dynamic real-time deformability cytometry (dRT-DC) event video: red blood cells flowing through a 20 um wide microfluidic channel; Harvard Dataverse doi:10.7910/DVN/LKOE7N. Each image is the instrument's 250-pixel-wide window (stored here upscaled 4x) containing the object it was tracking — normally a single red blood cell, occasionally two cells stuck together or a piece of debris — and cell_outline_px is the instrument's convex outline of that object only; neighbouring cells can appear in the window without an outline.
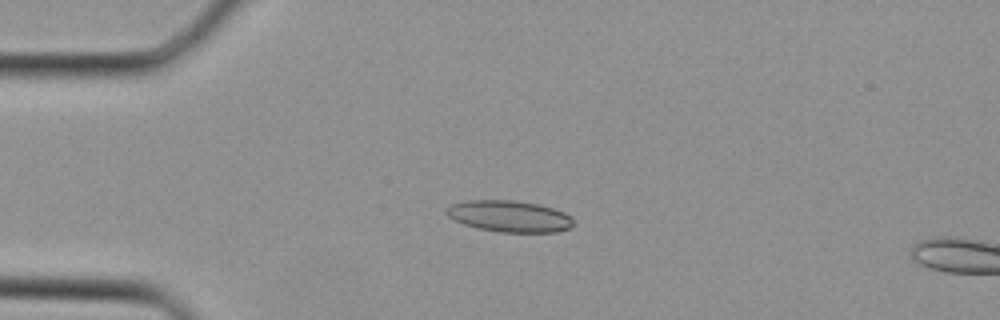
{"species": "Egyptian fruit bat (a non-hibernating species)", "species_latin": "Rousettus aegyptiacus", "temperature_condition": "cold", "stored_images_in_passage": 28, "camera_frame_rate_fps": 3000, "um_per_image_px": 0.085, "animal": {"sex": "female"}, "frame": {"image": 1, "passage_image": 1, "time_ms": 0.0, "image_size_px": [1000, 320], "cell_outline_px": [[572, 228], [556, 232], [500, 232], [480, 228], [464, 224], [448, 216], [444, 212], [452, 204], [468, 200], [512, 200], [536, 204], [552, 208], [564, 212], [572, 216]], "centroid_in_image_um": [43.32, 18.38], "position_along_channel_um": 41.7, "area_um2": 23.06}}
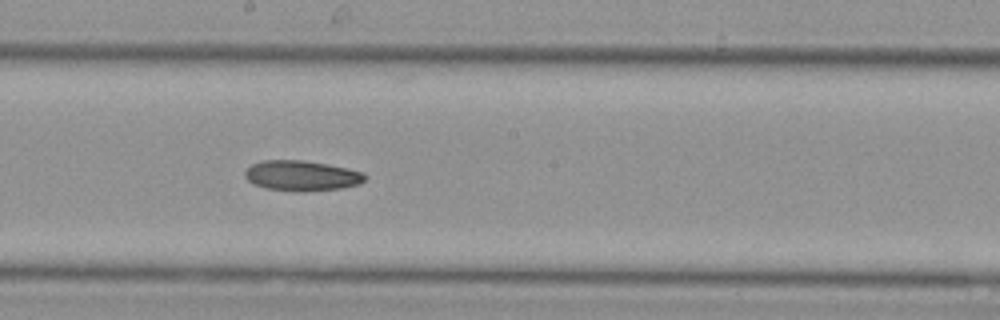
{"frame": {"image": 2, "passage_image": 12, "time_ms": 3.667, "image_size_px": [1000, 320], "cell_outline_px": [[368, 176], [360, 184], [340, 188], [264, 188], [248, 180], [244, 176], [244, 172], [252, 164], [260, 160], [304, 160], [328, 164], [348, 168], [364, 172]], "centroid_in_image_um": [25.66, 14.86], "position_along_channel_um": 222.5, "area_um2": 20.23}}
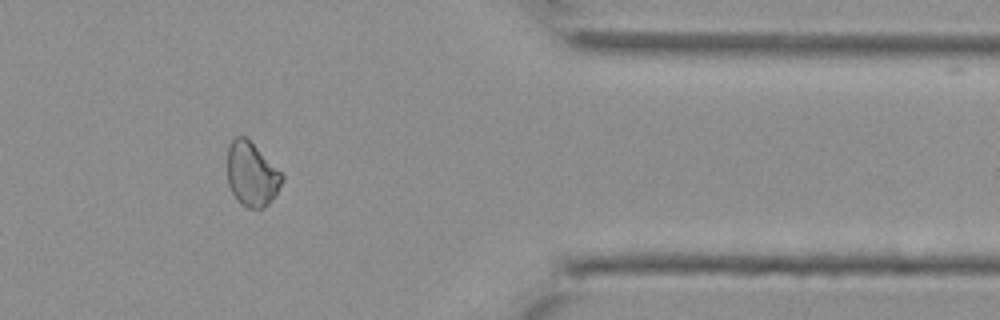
{"frame": {"image": 3, "passage_image": 22, "time_ms": 7.0, "image_size_px": [1000, 320], "cell_outline_px": [[284, 180], [268, 204], [264, 208], [248, 208], [240, 204], [232, 192], [228, 184], [228, 148], [232, 140], [236, 136], [244, 136], [284, 176]], "centroid_in_image_um": [21.38, 14.85], "position_along_channel_um": 390.0, "area_um2": 19.88}}